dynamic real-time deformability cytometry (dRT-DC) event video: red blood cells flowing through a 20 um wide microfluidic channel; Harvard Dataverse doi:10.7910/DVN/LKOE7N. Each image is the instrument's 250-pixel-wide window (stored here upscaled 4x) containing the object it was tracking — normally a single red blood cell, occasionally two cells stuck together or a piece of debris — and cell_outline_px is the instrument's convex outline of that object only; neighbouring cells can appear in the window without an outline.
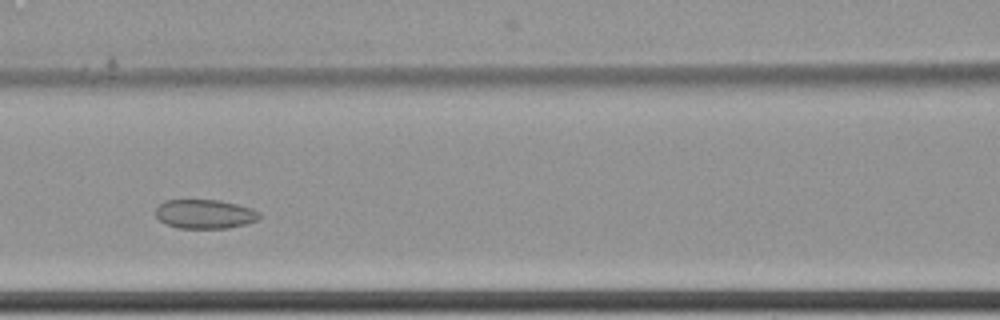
{"species": "common noctule bat (a hibernating species)", "species_latin": "Nyctalus noctula", "temperature_condition": "cold", "stored_images_in_passage": 6, "camera_frame_rate_fps": 3000, "um_per_image_px": 0.085, "animal": {"sex": "female", "body_mass_g": 22.7, "forearm_length_mm": 54.2}, "frame": {"image": 1, "passage_image": 6, "time_ms": 1.667, "image_size_px": [1000, 320], "cell_outline_px": [[260, 220], [228, 228], [176, 228], [164, 224], [156, 216], [156, 208], [164, 200], [220, 200], [252, 208], [260, 212]], "centroid_in_image_um": [17.41, 18.2], "position_along_channel_um": 149.2, "area_um2": 17.74}}